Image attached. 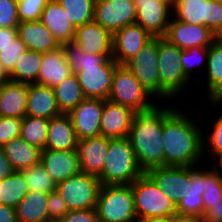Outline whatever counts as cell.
<instances>
[{
  "label": "cell",
  "mask_w": 222,
  "mask_h": 222,
  "mask_svg": "<svg viewBox=\"0 0 222 222\" xmlns=\"http://www.w3.org/2000/svg\"><path fill=\"white\" fill-rule=\"evenodd\" d=\"M175 108L163 121L164 166H200L203 131L197 120Z\"/></svg>",
  "instance_id": "1"
},
{
  "label": "cell",
  "mask_w": 222,
  "mask_h": 222,
  "mask_svg": "<svg viewBox=\"0 0 222 222\" xmlns=\"http://www.w3.org/2000/svg\"><path fill=\"white\" fill-rule=\"evenodd\" d=\"M165 104L166 107H160L156 103L149 109L135 112L127 135L137 162L144 172L164 166L163 121L175 109Z\"/></svg>",
  "instance_id": "2"
},
{
  "label": "cell",
  "mask_w": 222,
  "mask_h": 222,
  "mask_svg": "<svg viewBox=\"0 0 222 222\" xmlns=\"http://www.w3.org/2000/svg\"><path fill=\"white\" fill-rule=\"evenodd\" d=\"M62 48L85 98L107 100L113 73L118 66L112 55L88 54L74 42L62 44Z\"/></svg>",
  "instance_id": "3"
},
{
  "label": "cell",
  "mask_w": 222,
  "mask_h": 222,
  "mask_svg": "<svg viewBox=\"0 0 222 222\" xmlns=\"http://www.w3.org/2000/svg\"><path fill=\"white\" fill-rule=\"evenodd\" d=\"M143 173L128 138H109L104 167L98 177L101 185L132 184Z\"/></svg>",
  "instance_id": "4"
},
{
  "label": "cell",
  "mask_w": 222,
  "mask_h": 222,
  "mask_svg": "<svg viewBox=\"0 0 222 222\" xmlns=\"http://www.w3.org/2000/svg\"><path fill=\"white\" fill-rule=\"evenodd\" d=\"M182 49L171 44L166 38L158 37V71L160 77V100L171 103L170 99L190 85V79L184 74L180 57ZM167 100V101H166Z\"/></svg>",
  "instance_id": "5"
},
{
  "label": "cell",
  "mask_w": 222,
  "mask_h": 222,
  "mask_svg": "<svg viewBox=\"0 0 222 222\" xmlns=\"http://www.w3.org/2000/svg\"><path fill=\"white\" fill-rule=\"evenodd\" d=\"M96 212L102 222H136L131 184L102 185Z\"/></svg>",
  "instance_id": "6"
},
{
  "label": "cell",
  "mask_w": 222,
  "mask_h": 222,
  "mask_svg": "<svg viewBox=\"0 0 222 222\" xmlns=\"http://www.w3.org/2000/svg\"><path fill=\"white\" fill-rule=\"evenodd\" d=\"M131 187L137 219L177 215L176 205L160 190L146 172L135 180Z\"/></svg>",
  "instance_id": "7"
},
{
  "label": "cell",
  "mask_w": 222,
  "mask_h": 222,
  "mask_svg": "<svg viewBox=\"0 0 222 222\" xmlns=\"http://www.w3.org/2000/svg\"><path fill=\"white\" fill-rule=\"evenodd\" d=\"M151 98L153 99L126 66L118 65L115 68L108 100L138 112L151 108L157 102Z\"/></svg>",
  "instance_id": "8"
},
{
  "label": "cell",
  "mask_w": 222,
  "mask_h": 222,
  "mask_svg": "<svg viewBox=\"0 0 222 222\" xmlns=\"http://www.w3.org/2000/svg\"><path fill=\"white\" fill-rule=\"evenodd\" d=\"M172 16L192 25L208 27L216 37H222V3L212 0H177Z\"/></svg>",
  "instance_id": "9"
},
{
  "label": "cell",
  "mask_w": 222,
  "mask_h": 222,
  "mask_svg": "<svg viewBox=\"0 0 222 222\" xmlns=\"http://www.w3.org/2000/svg\"><path fill=\"white\" fill-rule=\"evenodd\" d=\"M101 186L98 177L80 172L56 184V190L70 211L96 208Z\"/></svg>",
  "instance_id": "10"
},
{
  "label": "cell",
  "mask_w": 222,
  "mask_h": 222,
  "mask_svg": "<svg viewBox=\"0 0 222 222\" xmlns=\"http://www.w3.org/2000/svg\"><path fill=\"white\" fill-rule=\"evenodd\" d=\"M154 100L160 98L158 71V37H154L132 59L124 64Z\"/></svg>",
  "instance_id": "11"
},
{
  "label": "cell",
  "mask_w": 222,
  "mask_h": 222,
  "mask_svg": "<svg viewBox=\"0 0 222 222\" xmlns=\"http://www.w3.org/2000/svg\"><path fill=\"white\" fill-rule=\"evenodd\" d=\"M137 9L133 0H96L93 21L112 35L136 21Z\"/></svg>",
  "instance_id": "12"
},
{
  "label": "cell",
  "mask_w": 222,
  "mask_h": 222,
  "mask_svg": "<svg viewBox=\"0 0 222 222\" xmlns=\"http://www.w3.org/2000/svg\"><path fill=\"white\" fill-rule=\"evenodd\" d=\"M137 9L135 23L153 37H164L172 18V5L165 0H133Z\"/></svg>",
  "instance_id": "13"
},
{
  "label": "cell",
  "mask_w": 222,
  "mask_h": 222,
  "mask_svg": "<svg viewBox=\"0 0 222 222\" xmlns=\"http://www.w3.org/2000/svg\"><path fill=\"white\" fill-rule=\"evenodd\" d=\"M154 37L141 25L133 23L113 34L112 59L124 65L142 50Z\"/></svg>",
  "instance_id": "14"
},
{
  "label": "cell",
  "mask_w": 222,
  "mask_h": 222,
  "mask_svg": "<svg viewBox=\"0 0 222 222\" xmlns=\"http://www.w3.org/2000/svg\"><path fill=\"white\" fill-rule=\"evenodd\" d=\"M164 38L178 48L187 50L191 47L209 48L217 37L208 27L178 21L172 16Z\"/></svg>",
  "instance_id": "15"
},
{
  "label": "cell",
  "mask_w": 222,
  "mask_h": 222,
  "mask_svg": "<svg viewBox=\"0 0 222 222\" xmlns=\"http://www.w3.org/2000/svg\"><path fill=\"white\" fill-rule=\"evenodd\" d=\"M103 107L104 100L85 98L68 113L78 140L101 135Z\"/></svg>",
  "instance_id": "16"
},
{
  "label": "cell",
  "mask_w": 222,
  "mask_h": 222,
  "mask_svg": "<svg viewBox=\"0 0 222 222\" xmlns=\"http://www.w3.org/2000/svg\"><path fill=\"white\" fill-rule=\"evenodd\" d=\"M146 173L175 205L186 194L190 182V166H161Z\"/></svg>",
  "instance_id": "17"
},
{
  "label": "cell",
  "mask_w": 222,
  "mask_h": 222,
  "mask_svg": "<svg viewBox=\"0 0 222 222\" xmlns=\"http://www.w3.org/2000/svg\"><path fill=\"white\" fill-rule=\"evenodd\" d=\"M40 163L56 184L81 172L76 149H44L41 151Z\"/></svg>",
  "instance_id": "18"
},
{
  "label": "cell",
  "mask_w": 222,
  "mask_h": 222,
  "mask_svg": "<svg viewBox=\"0 0 222 222\" xmlns=\"http://www.w3.org/2000/svg\"><path fill=\"white\" fill-rule=\"evenodd\" d=\"M109 149V138L102 135L78 140L76 147L81 172L99 177Z\"/></svg>",
  "instance_id": "19"
},
{
  "label": "cell",
  "mask_w": 222,
  "mask_h": 222,
  "mask_svg": "<svg viewBox=\"0 0 222 222\" xmlns=\"http://www.w3.org/2000/svg\"><path fill=\"white\" fill-rule=\"evenodd\" d=\"M134 114L135 111L126 106L104 100L100 121L101 135L110 139L127 137Z\"/></svg>",
  "instance_id": "20"
},
{
  "label": "cell",
  "mask_w": 222,
  "mask_h": 222,
  "mask_svg": "<svg viewBox=\"0 0 222 222\" xmlns=\"http://www.w3.org/2000/svg\"><path fill=\"white\" fill-rule=\"evenodd\" d=\"M73 42L88 54L112 55L113 35L94 21L76 27Z\"/></svg>",
  "instance_id": "21"
},
{
  "label": "cell",
  "mask_w": 222,
  "mask_h": 222,
  "mask_svg": "<svg viewBox=\"0 0 222 222\" xmlns=\"http://www.w3.org/2000/svg\"><path fill=\"white\" fill-rule=\"evenodd\" d=\"M204 193V169L198 166H190V182L184 197L176 205L178 216L203 218L204 205L202 194Z\"/></svg>",
  "instance_id": "22"
},
{
  "label": "cell",
  "mask_w": 222,
  "mask_h": 222,
  "mask_svg": "<svg viewBox=\"0 0 222 222\" xmlns=\"http://www.w3.org/2000/svg\"><path fill=\"white\" fill-rule=\"evenodd\" d=\"M17 31L27 50L46 53L62 46L40 20L20 22Z\"/></svg>",
  "instance_id": "23"
},
{
  "label": "cell",
  "mask_w": 222,
  "mask_h": 222,
  "mask_svg": "<svg viewBox=\"0 0 222 222\" xmlns=\"http://www.w3.org/2000/svg\"><path fill=\"white\" fill-rule=\"evenodd\" d=\"M206 67L207 100L211 105H222V37H217L209 47Z\"/></svg>",
  "instance_id": "24"
},
{
  "label": "cell",
  "mask_w": 222,
  "mask_h": 222,
  "mask_svg": "<svg viewBox=\"0 0 222 222\" xmlns=\"http://www.w3.org/2000/svg\"><path fill=\"white\" fill-rule=\"evenodd\" d=\"M51 87L29 84L26 116L51 119L61 115Z\"/></svg>",
  "instance_id": "25"
},
{
  "label": "cell",
  "mask_w": 222,
  "mask_h": 222,
  "mask_svg": "<svg viewBox=\"0 0 222 222\" xmlns=\"http://www.w3.org/2000/svg\"><path fill=\"white\" fill-rule=\"evenodd\" d=\"M40 21L61 45L73 42L76 28L57 0H50L45 6Z\"/></svg>",
  "instance_id": "26"
},
{
  "label": "cell",
  "mask_w": 222,
  "mask_h": 222,
  "mask_svg": "<svg viewBox=\"0 0 222 222\" xmlns=\"http://www.w3.org/2000/svg\"><path fill=\"white\" fill-rule=\"evenodd\" d=\"M72 74L62 46L56 50L43 53L39 69L38 84L54 88Z\"/></svg>",
  "instance_id": "27"
},
{
  "label": "cell",
  "mask_w": 222,
  "mask_h": 222,
  "mask_svg": "<svg viewBox=\"0 0 222 222\" xmlns=\"http://www.w3.org/2000/svg\"><path fill=\"white\" fill-rule=\"evenodd\" d=\"M29 84L8 81L0 86V116L23 119L26 116Z\"/></svg>",
  "instance_id": "28"
},
{
  "label": "cell",
  "mask_w": 222,
  "mask_h": 222,
  "mask_svg": "<svg viewBox=\"0 0 222 222\" xmlns=\"http://www.w3.org/2000/svg\"><path fill=\"white\" fill-rule=\"evenodd\" d=\"M78 138L68 114H61L49 119L45 149L71 150L76 149Z\"/></svg>",
  "instance_id": "29"
},
{
  "label": "cell",
  "mask_w": 222,
  "mask_h": 222,
  "mask_svg": "<svg viewBox=\"0 0 222 222\" xmlns=\"http://www.w3.org/2000/svg\"><path fill=\"white\" fill-rule=\"evenodd\" d=\"M2 149L14 171H22L40 164L42 150L30 145L21 137L7 142Z\"/></svg>",
  "instance_id": "30"
},
{
  "label": "cell",
  "mask_w": 222,
  "mask_h": 222,
  "mask_svg": "<svg viewBox=\"0 0 222 222\" xmlns=\"http://www.w3.org/2000/svg\"><path fill=\"white\" fill-rule=\"evenodd\" d=\"M48 195L43 192H28L15 207L17 222H53L47 211Z\"/></svg>",
  "instance_id": "31"
},
{
  "label": "cell",
  "mask_w": 222,
  "mask_h": 222,
  "mask_svg": "<svg viewBox=\"0 0 222 222\" xmlns=\"http://www.w3.org/2000/svg\"><path fill=\"white\" fill-rule=\"evenodd\" d=\"M43 53L27 50L15 63L10 72V80L26 84H38L39 69Z\"/></svg>",
  "instance_id": "32"
},
{
  "label": "cell",
  "mask_w": 222,
  "mask_h": 222,
  "mask_svg": "<svg viewBox=\"0 0 222 222\" xmlns=\"http://www.w3.org/2000/svg\"><path fill=\"white\" fill-rule=\"evenodd\" d=\"M53 89L57 106L63 114H68L85 99L75 73H72Z\"/></svg>",
  "instance_id": "33"
},
{
  "label": "cell",
  "mask_w": 222,
  "mask_h": 222,
  "mask_svg": "<svg viewBox=\"0 0 222 222\" xmlns=\"http://www.w3.org/2000/svg\"><path fill=\"white\" fill-rule=\"evenodd\" d=\"M27 194L28 186L20 171H14L7 178L1 180L0 204L15 209Z\"/></svg>",
  "instance_id": "34"
},
{
  "label": "cell",
  "mask_w": 222,
  "mask_h": 222,
  "mask_svg": "<svg viewBox=\"0 0 222 222\" xmlns=\"http://www.w3.org/2000/svg\"><path fill=\"white\" fill-rule=\"evenodd\" d=\"M49 120L39 117L25 116L22 119L20 137L30 145L45 149Z\"/></svg>",
  "instance_id": "35"
},
{
  "label": "cell",
  "mask_w": 222,
  "mask_h": 222,
  "mask_svg": "<svg viewBox=\"0 0 222 222\" xmlns=\"http://www.w3.org/2000/svg\"><path fill=\"white\" fill-rule=\"evenodd\" d=\"M64 8L74 27L90 23L94 19L96 0H57Z\"/></svg>",
  "instance_id": "36"
},
{
  "label": "cell",
  "mask_w": 222,
  "mask_h": 222,
  "mask_svg": "<svg viewBox=\"0 0 222 222\" xmlns=\"http://www.w3.org/2000/svg\"><path fill=\"white\" fill-rule=\"evenodd\" d=\"M204 213L211 206L222 205V174L214 167L204 168V193L202 194Z\"/></svg>",
  "instance_id": "37"
},
{
  "label": "cell",
  "mask_w": 222,
  "mask_h": 222,
  "mask_svg": "<svg viewBox=\"0 0 222 222\" xmlns=\"http://www.w3.org/2000/svg\"><path fill=\"white\" fill-rule=\"evenodd\" d=\"M28 186V192H43L49 194L56 190V183L42 164H38L20 171Z\"/></svg>",
  "instance_id": "38"
},
{
  "label": "cell",
  "mask_w": 222,
  "mask_h": 222,
  "mask_svg": "<svg viewBox=\"0 0 222 222\" xmlns=\"http://www.w3.org/2000/svg\"><path fill=\"white\" fill-rule=\"evenodd\" d=\"M209 48L191 47L187 50H182L180 62L184 74L191 80L194 70L197 66H202V63H207ZM195 68V69H194Z\"/></svg>",
  "instance_id": "39"
},
{
  "label": "cell",
  "mask_w": 222,
  "mask_h": 222,
  "mask_svg": "<svg viewBox=\"0 0 222 222\" xmlns=\"http://www.w3.org/2000/svg\"><path fill=\"white\" fill-rule=\"evenodd\" d=\"M50 0H17L19 22L37 21Z\"/></svg>",
  "instance_id": "40"
},
{
  "label": "cell",
  "mask_w": 222,
  "mask_h": 222,
  "mask_svg": "<svg viewBox=\"0 0 222 222\" xmlns=\"http://www.w3.org/2000/svg\"><path fill=\"white\" fill-rule=\"evenodd\" d=\"M213 122L214 123L211 126L212 127L211 132L209 134L205 132V136L203 134L202 141H203V156L206 153L205 151H210L213 153L214 155L213 158L215 159L218 155L222 153V113L221 115H218V118L215 119V121ZM206 141L208 142L206 143Z\"/></svg>",
  "instance_id": "41"
},
{
  "label": "cell",
  "mask_w": 222,
  "mask_h": 222,
  "mask_svg": "<svg viewBox=\"0 0 222 222\" xmlns=\"http://www.w3.org/2000/svg\"><path fill=\"white\" fill-rule=\"evenodd\" d=\"M22 119L0 116V147L20 137Z\"/></svg>",
  "instance_id": "42"
},
{
  "label": "cell",
  "mask_w": 222,
  "mask_h": 222,
  "mask_svg": "<svg viewBox=\"0 0 222 222\" xmlns=\"http://www.w3.org/2000/svg\"><path fill=\"white\" fill-rule=\"evenodd\" d=\"M17 0H0V28H17Z\"/></svg>",
  "instance_id": "43"
},
{
  "label": "cell",
  "mask_w": 222,
  "mask_h": 222,
  "mask_svg": "<svg viewBox=\"0 0 222 222\" xmlns=\"http://www.w3.org/2000/svg\"><path fill=\"white\" fill-rule=\"evenodd\" d=\"M25 51H27L26 45L18 37L10 46L0 53V61L9 73L13 70L18 58L21 57Z\"/></svg>",
  "instance_id": "44"
},
{
  "label": "cell",
  "mask_w": 222,
  "mask_h": 222,
  "mask_svg": "<svg viewBox=\"0 0 222 222\" xmlns=\"http://www.w3.org/2000/svg\"><path fill=\"white\" fill-rule=\"evenodd\" d=\"M47 211L49 218L53 222H56L69 211L66 202L62 199L57 190L50 192L48 195Z\"/></svg>",
  "instance_id": "45"
},
{
  "label": "cell",
  "mask_w": 222,
  "mask_h": 222,
  "mask_svg": "<svg viewBox=\"0 0 222 222\" xmlns=\"http://www.w3.org/2000/svg\"><path fill=\"white\" fill-rule=\"evenodd\" d=\"M97 220L96 208H90L70 210L56 222H96Z\"/></svg>",
  "instance_id": "46"
},
{
  "label": "cell",
  "mask_w": 222,
  "mask_h": 222,
  "mask_svg": "<svg viewBox=\"0 0 222 222\" xmlns=\"http://www.w3.org/2000/svg\"><path fill=\"white\" fill-rule=\"evenodd\" d=\"M18 38L17 28H0V53Z\"/></svg>",
  "instance_id": "47"
},
{
  "label": "cell",
  "mask_w": 222,
  "mask_h": 222,
  "mask_svg": "<svg viewBox=\"0 0 222 222\" xmlns=\"http://www.w3.org/2000/svg\"><path fill=\"white\" fill-rule=\"evenodd\" d=\"M204 222H222V205L211 206L203 215Z\"/></svg>",
  "instance_id": "48"
},
{
  "label": "cell",
  "mask_w": 222,
  "mask_h": 222,
  "mask_svg": "<svg viewBox=\"0 0 222 222\" xmlns=\"http://www.w3.org/2000/svg\"><path fill=\"white\" fill-rule=\"evenodd\" d=\"M14 172L13 167L6 158L2 147H0V179L7 178Z\"/></svg>",
  "instance_id": "49"
},
{
  "label": "cell",
  "mask_w": 222,
  "mask_h": 222,
  "mask_svg": "<svg viewBox=\"0 0 222 222\" xmlns=\"http://www.w3.org/2000/svg\"><path fill=\"white\" fill-rule=\"evenodd\" d=\"M0 222H17L15 209L3 204H0Z\"/></svg>",
  "instance_id": "50"
},
{
  "label": "cell",
  "mask_w": 222,
  "mask_h": 222,
  "mask_svg": "<svg viewBox=\"0 0 222 222\" xmlns=\"http://www.w3.org/2000/svg\"><path fill=\"white\" fill-rule=\"evenodd\" d=\"M136 222H173V217H147V218H141L137 219Z\"/></svg>",
  "instance_id": "51"
},
{
  "label": "cell",
  "mask_w": 222,
  "mask_h": 222,
  "mask_svg": "<svg viewBox=\"0 0 222 222\" xmlns=\"http://www.w3.org/2000/svg\"><path fill=\"white\" fill-rule=\"evenodd\" d=\"M10 81V73L5 69L0 61V86Z\"/></svg>",
  "instance_id": "52"
},
{
  "label": "cell",
  "mask_w": 222,
  "mask_h": 222,
  "mask_svg": "<svg viewBox=\"0 0 222 222\" xmlns=\"http://www.w3.org/2000/svg\"><path fill=\"white\" fill-rule=\"evenodd\" d=\"M173 222H204V220L195 217H184L176 215L173 217Z\"/></svg>",
  "instance_id": "53"
},
{
  "label": "cell",
  "mask_w": 222,
  "mask_h": 222,
  "mask_svg": "<svg viewBox=\"0 0 222 222\" xmlns=\"http://www.w3.org/2000/svg\"><path fill=\"white\" fill-rule=\"evenodd\" d=\"M214 160H217L218 163L215 161L213 164H216V165H214L213 167L222 174V153L218 155Z\"/></svg>",
  "instance_id": "54"
},
{
  "label": "cell",
  "mask_w": 222,
  "mask_h": 222,
  "mask_svg": "<svg viewBox=\"0 0 222 222\" xmlns=\"http://www.w3.org/2000/svg\"><path fill=\"white\" fill-rule=\"evenodd\" d=\"M167 2H169L171 5H173L177 0H165Z\"/></svg>",
  "instance_id": "55"
},
{
  "label": "cell",
  "mask_w": 222,
  "mask_h": 222,
  "mask_svg": "<svg viewBox=\"0 0 222 222\" xmlns=\"http://www.w3.org/2000/svg\"><path fill=\"white\" fill-rule=\"evenodd\" d=\"M212 1H215V2H220V3H222V0H212Z\"/></svg>",
  "instance_id": "56"
}]
</instances>
